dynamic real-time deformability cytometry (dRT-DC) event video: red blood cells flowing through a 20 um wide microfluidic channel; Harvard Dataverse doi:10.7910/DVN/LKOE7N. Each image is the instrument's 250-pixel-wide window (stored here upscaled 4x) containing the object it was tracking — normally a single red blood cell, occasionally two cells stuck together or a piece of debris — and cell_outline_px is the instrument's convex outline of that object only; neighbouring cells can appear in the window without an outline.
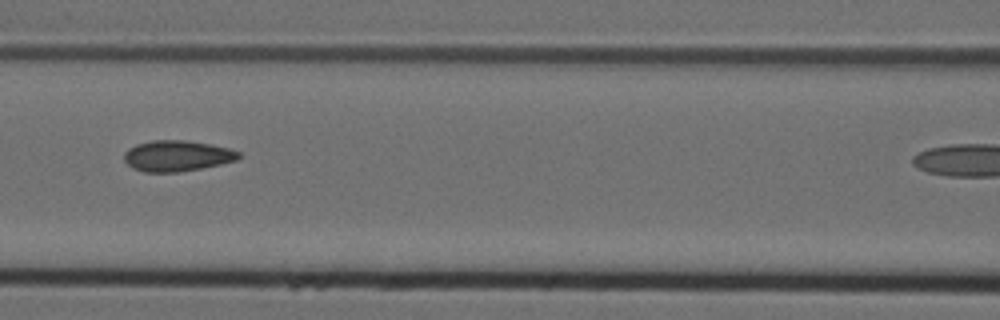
{"species": "Egyptian fruit bat (a non-hibernating species)", "species_latin": "Rousettus aegyptiacus", "temperature_condition": "cold", "stored_images_in_passage": 6, "camera_frame_rate_fps": 3000, "um_per_image_px": 0.085, "animal": {"sex": "female"}, "frame": {"image": 1, "passage_image": 3, "time_ms": 0.667, "image_size_px": [1000, 320], "cell_outline_px": [[240, 156], [236, 160], [220, 164], [180, 172], [144, 172], [132, 168], [124, 160], [124, 152], [128, 148], [136, 144], [152, 140], [184, 140], [212, 144], [228, 148], [240, 152]], "centroid_in_image_um": [15.02, 13.24], "position_along_channel_um": 151.6, "area_um2": 20.63}}
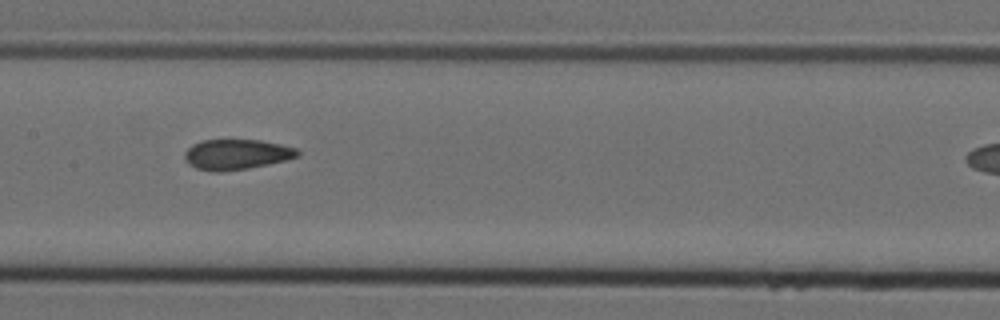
{"frame": {"image": 2, "passage_image": 4, "time_ms": 1.0, "image_size_px": [1000, 320], "cell_outline_px": [[300, 156], [288, 160], [248, 168], [220, 172], [212, 172], [196, 168], [188, 164], [184, 156], [184, 152], [192, 144], [204, 140], [260, 140], [280, 144], [296, 148], [300, 152]], "centroid_in_image_um": [20.11, 13.13], "position_along_channel_um": 187.3, "area_um2": 20.06}}
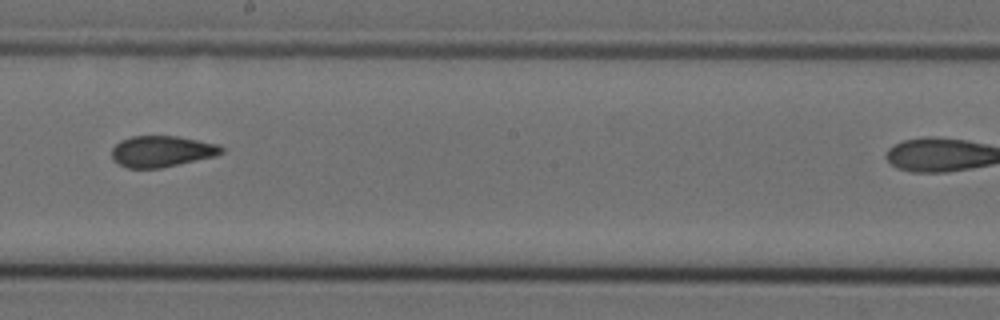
{"frame": {"image": 3, "passage_image": 5, "time_ms": 1.333, "image_size_px": [1000, 320], "cell_outline_px": [[224, 152], [216, 156], [160, 168], [128, 168], [112, 160], [112, 148], [120, 140], [132, 136], [176, 136], [220, 144], [224, 148]], "centroid_in_image_um": [13.77, 12.86], "position_along_channel_um": 234.4, "area_um2": 20.0}}